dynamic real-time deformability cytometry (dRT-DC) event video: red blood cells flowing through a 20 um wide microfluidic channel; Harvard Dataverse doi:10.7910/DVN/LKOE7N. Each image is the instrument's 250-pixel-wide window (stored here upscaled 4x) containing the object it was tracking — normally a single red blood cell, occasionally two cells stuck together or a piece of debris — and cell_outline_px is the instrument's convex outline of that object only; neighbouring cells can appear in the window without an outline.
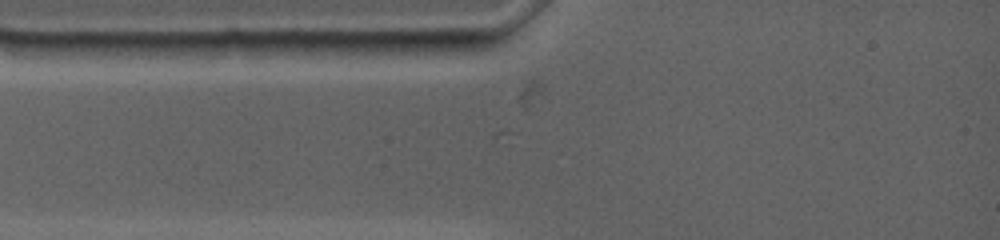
{"species": "common noctule bat (a hibernating species)", "species_latin": "Nyctalus noctula", "temperature_condition": "warm", "stored_images_in_passage": 11, "camera_frame_rate_fps": 4500, "um_per_image_px": 0.085, "animal": {"sex": "female", "body_mass_g": 19.0, "forearm_length_mm": 53.3}, "frame": {"image": 1, "passage_image": 11, "time_ms": 2.444, "image_size_px": [1000, 240], "cell_outline_px": [[148, 44], [144, 60], [68, 60], [40, 44], [40, 40], [104, 40]], "centroid_in_image_um": [8.22, 4.23], "position_along_channel_um": 76.8, "area_um2": 13.12}}